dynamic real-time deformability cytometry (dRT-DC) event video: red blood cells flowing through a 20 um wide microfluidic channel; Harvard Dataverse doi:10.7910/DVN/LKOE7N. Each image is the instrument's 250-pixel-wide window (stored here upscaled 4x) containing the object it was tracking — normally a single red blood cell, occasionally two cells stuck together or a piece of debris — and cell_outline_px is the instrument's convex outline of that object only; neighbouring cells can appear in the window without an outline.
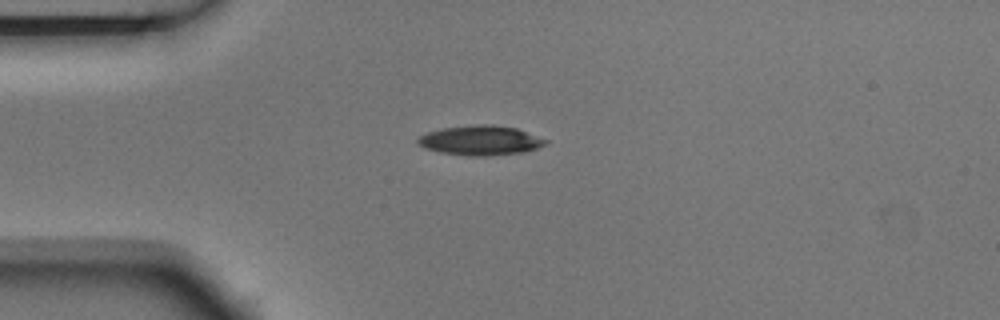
{"species": "Egyptian fruit bat (a non-hibernating species)", "species_latin": "Rousettus aegyptiacus", "temperature_condition": "room temperature", "stored_images_in_passage": 6, "camera_frame_rate_fps": 3000, "um_per_image_px": 0.085, "animal": {"sex": "male"}, "frame": {"image": 1, "passage_image": 1, "time_ms": 0.0, "image_size_px": [1000, 320], "cell_outline_px": [[548, 144], [536, 148], [520, 152], [484, 156], [468, 156], [440, 152], [424, 148], [416, 144], [416, 140], [420, 136], [428, 132], [440, 128], [480, 124], [492, 124], [516, 128], [548, 140]], "centroid_in_image_um": [40.8, 11.93], "position_along_channel_um": 44.2, "area_um2": 22.02}}
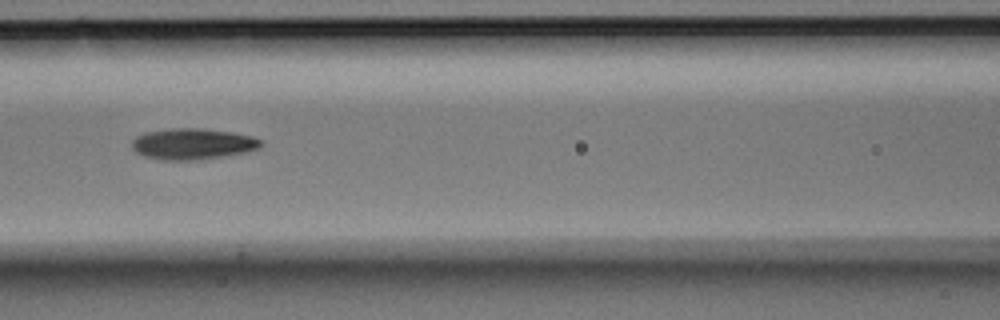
{"frame": {"image": 2, "passage_image": 4, "time_ms": 1.0, "image_size_px": [1000, 320], "cell_outline_px": [[264, 144], [260, 148], [248, 152], [224, 156], [196, 160], [160, 160], [144, 156], [136, 152], [132, 148], [132, 140], [136, 136], [144, 132], [172, 128], [200, 128], [232, 132], [252, 136], [264, 140]], "centroid_in_image_um": [16.41, 12.23], "position_along_channel_um": 150.2, "area_um2": 23.7}}
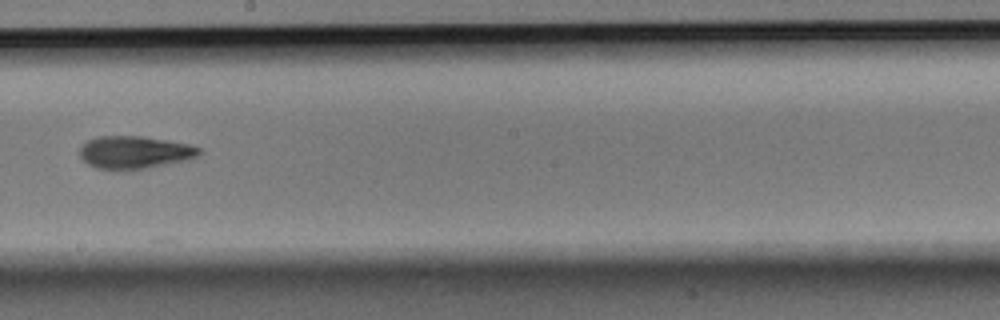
{"frame": {"image": 3, "passage_image": 6, "time_ms": 1.667, "image_size_px": [1000, 320], "cell_outline_px": [[200, 152], [196, 156], [188, 160], [144, 168], [96, 168], [88, 164], [80, 156], [80, 148], [88, 140], [100, 136], [140, 136], [188, 144], [200, 148]], "centroid_in_image_um": [11.43, 12.93], "position_along_channel_um": 236.8, "area_um2": 22.02}}